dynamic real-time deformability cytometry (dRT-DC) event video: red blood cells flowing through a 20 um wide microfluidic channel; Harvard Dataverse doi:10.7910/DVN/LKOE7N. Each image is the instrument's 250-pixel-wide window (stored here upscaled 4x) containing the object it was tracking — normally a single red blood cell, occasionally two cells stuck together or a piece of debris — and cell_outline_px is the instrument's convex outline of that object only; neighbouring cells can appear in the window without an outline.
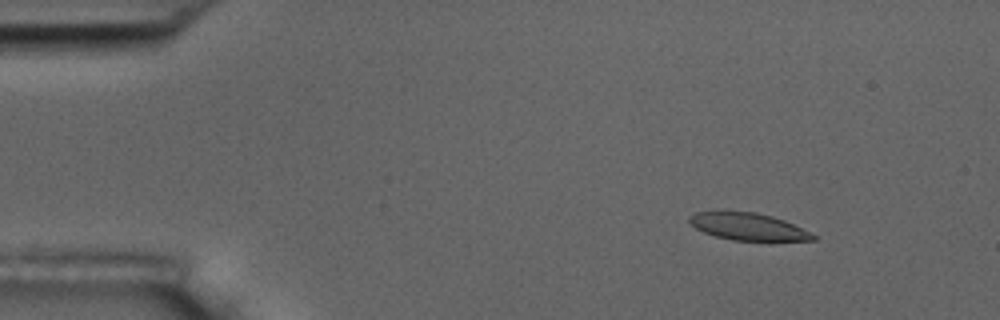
{"species": "common noctule bat (a hibernating species)", "species_latin": "Nyctalus noctula", "temperature_condition": "room temperature", "stored_images_in_passage": 5, "camera_frame_rate_fps": 3000, "um_per_image_px": 0.085, "animal": {"sex": "male", "body_mass_g": 17.5, "forearm_length_mm": 52.3}, "frame": {"image": 1, "passage_image": 2, "time_ms": 2.0, "image_size_px": [1000, 320], "cell_outline_px": [[820, 236], [816, 240], [732, 240], [716, 236], [704, 232], [696, 228], [688, 220], [688, 216], [692, 212], [716, 208], [724, 208], [756, 212], [772, 216], [784, 220]], "centroid_in_image_um": [63.5, 19.19], "position_along_channel_um": 21.5, "area_um2": 20.46}}
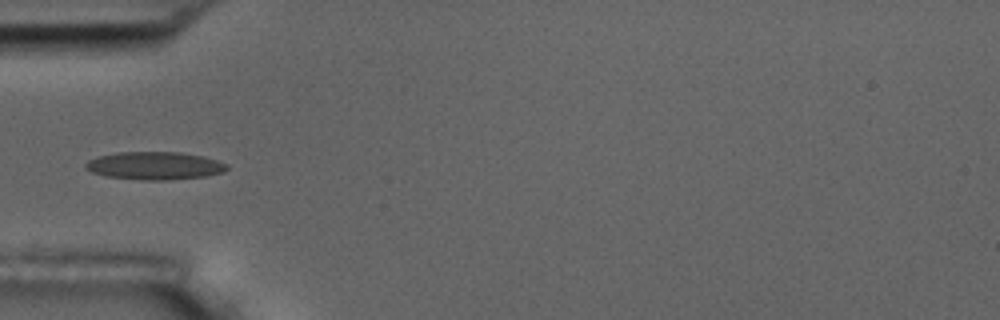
{"frame": {"image": 2, "passage_image": 5, "time_ms": 5.667, "image_size_px": [1000, 320], "cell_outline_px": [[228, 168], [224, 172], [208, 176], [164, 180], [140, 180], [108, 176], [92, 172], [84, 168], [84, 164], [88, 160], [96, 156], [116, 152], [180, 152], [204, 156], [228, 164]], "centroid_in_image_um": [13.14, 14.08], "position_along_channel_um": 71.9, "area_um2": 23.12}}